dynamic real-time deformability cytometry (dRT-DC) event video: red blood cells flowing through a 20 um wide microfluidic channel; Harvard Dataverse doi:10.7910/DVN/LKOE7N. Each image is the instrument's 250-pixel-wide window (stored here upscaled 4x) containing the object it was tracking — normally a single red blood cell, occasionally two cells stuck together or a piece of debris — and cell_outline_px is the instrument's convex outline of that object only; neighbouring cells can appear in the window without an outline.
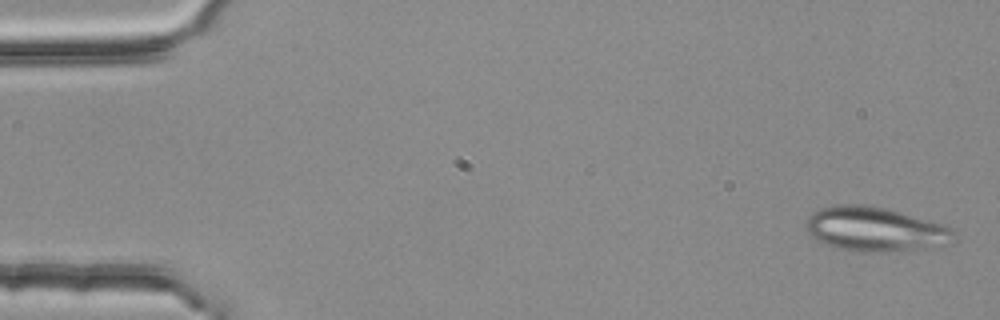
{"species": "common noctule bat (a hibernating species)", "species_latin": "Nyctalus noctula", "temperature_condition": "room temperature", "stored_images_in_passage": 4, "camera_frame_rate_fps": 3000, "um_per_image_px": 0.085, "animal": {"sex": "female", "body_mass_g": 25.1}, "frame": {"image": 1, "passage_image": 1, "time_ms": 0.0, "image_size_px": [1000, 320], "cell_outline_px": [[952, 244], [940, 248], [912, 252], [856, 252], [836, 248], [816, 240], [808, 232], [804, 220], [812, 212], [820, 208], [836, 204], [864, 204], [884, 208], [900, 212], [940, 224], [952, 228]], "centroid_in_image_um": [74.39, 19.52], "position_along_channel_um": 10.6, "area_um2": 39.07}}